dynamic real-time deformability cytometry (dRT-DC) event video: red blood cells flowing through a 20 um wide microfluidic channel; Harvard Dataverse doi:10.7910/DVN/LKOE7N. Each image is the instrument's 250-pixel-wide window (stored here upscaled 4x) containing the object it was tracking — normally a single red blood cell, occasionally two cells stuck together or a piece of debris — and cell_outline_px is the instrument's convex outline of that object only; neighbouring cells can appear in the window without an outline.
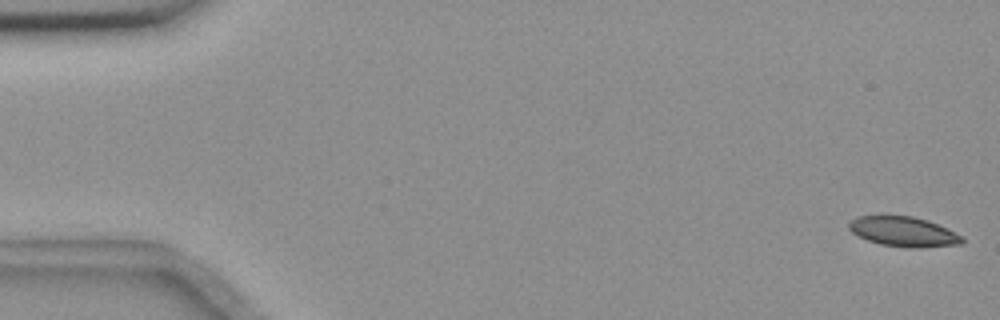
{"species": "common noctule bat (a hibernating species)", "species_latin": "Nyctalus noctula", "temperature_condition": "room temperature", "stored_images_in_passage": 56, "camera_frame_rate_fps": 3000, "um_per_image_px": 0.085, "animal": {"sex": "female", "body_mass_g": 18.4}, "frame": {"image": 1, "passage_image": 1, "time_ms": 0.0, "image_size_px": [1000, 320], "cell_outline_px": [[964, 240], [960, 244], [920, 248], [908, 248], [880, 244], [868, 240], [852, 232], [848, 228], [848, 224], [856, 216], [912, 216], [928, 220], [964, 236]], "centroid_in_image_um": [76.82, 19.7], "position_along_channel_um": 8.2, "area_um2": 19.65}}
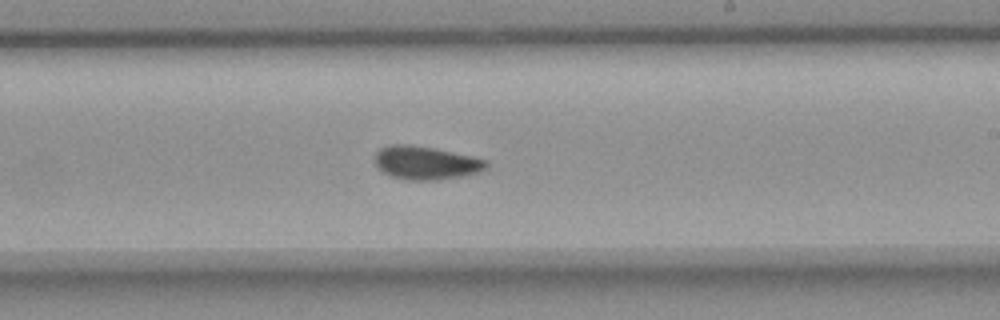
{"frame": {"image": 2, "passage_image": 33, "time_ms": 10.667, "image_size_px": [1000, 320], "cell_outline_px": [[488, 168], [480, 172], [464, 176], [440, 180], [408, 180], [388, 176], [372, 160], [376, 152], [380, 148], [388, 144], [408, 144], [436, 148], [472, 156], [488, 160]], "centroid_in_image_um": [36.2, 13.84], "position_along_channel_um": 252.8, "area_um2": 22.14}}
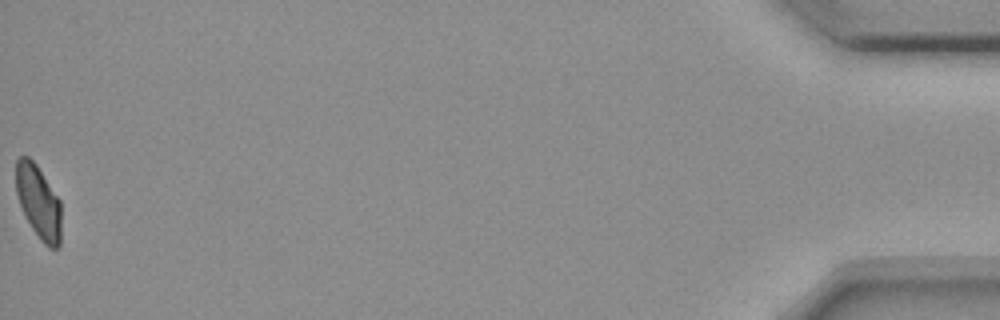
{"frame": {"image": 3, "passage_image": 56, "time_ms": 18.333, "image_size_px": [1000, 320], "cell_outline_px": [[60, 248], [48, 248], [40, 240], [24, 216], [16, 192], [16, 160], [20, 156], [28, 156], [36, 164], [60, 200]], "centroid_in_image_um": [3.26, 17.18], "position_along_channel_um": 431.9, "area_um2": 19.36}, "authors_computed_cell_mechanics": {"area_um2": 20.6635, "velocity_mm_per_s": 3.6348, "shape_relaxation_time_tau1_ms": null, "shape_relaxation_time_tau2_ms": 4.5136, "deformation_change_tau1": null, "deformation_change_tau2": 0.0658}}